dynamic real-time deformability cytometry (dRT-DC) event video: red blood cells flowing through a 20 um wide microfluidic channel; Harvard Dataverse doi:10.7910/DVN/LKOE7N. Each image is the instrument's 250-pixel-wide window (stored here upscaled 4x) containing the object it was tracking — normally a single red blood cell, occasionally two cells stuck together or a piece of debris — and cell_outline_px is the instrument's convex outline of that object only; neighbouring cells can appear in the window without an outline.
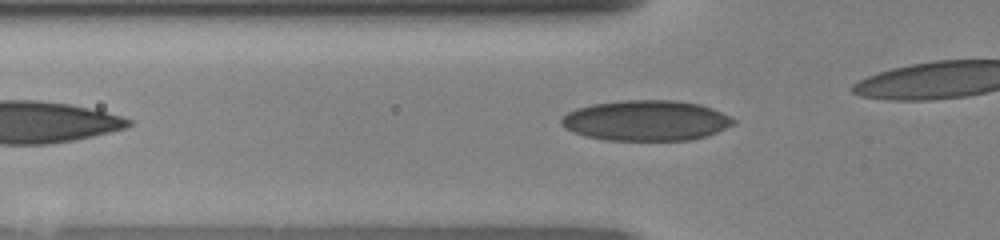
{"species": "human", "species_latin": "Homo sapiens", "temperature_condition": "room temperature", "stored_images_in_passage": 28, "camera_frame_rate_fps": 3000, "um_per_image_px": 0.085, "donor": {"sex": "female"}, "frame": {"image": 1, "passage_image": 5, "time_ms": 1.333, "image_size_px": [1000, 240], "cell_outline_px": [[736, 124], [716, 132], [704, 136], [688, 140], [604, 140], [584, 136], [564, 128], [560, 124], [560, 120], [568, 112], [576, 108], [592, 104], [624, 100], [676, 100], [700, 104], [712, 108], [736, 120]], "centroid_in_image_um": [54.89, 10.24], "position_along_channel_um": 70.9, "area_um2": 40.58}}
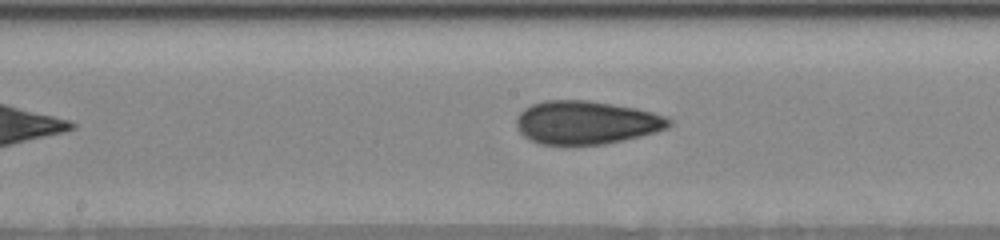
{"frame": {"image": 2, "passage_image": 14, "time_ms": 4.333, "image_size_px": [1000, 240], "cell_outline_px": [[672, 124], [668, 128], [656, 132], [624, 140], [604, 144], [540, 144], [528, 140], [516, 128], [516, 116], [524, 108], [532, 104], [544, 100], [588, 100], [636, 108], [652, 112], [664, 116], [672, 120]], "centroid_in_image_um": [49.81, 10.41], "position_along_channel_um": 198.4, "area_um2": 38.67}}
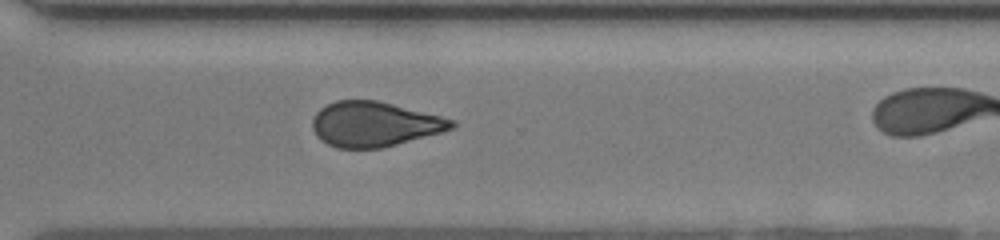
{"frame": {"image": 3, "passage_image": 24, "time_ms": 7.667, "image_size_px": [1000, 240], "cell_outline_px": [[456, 128], [396, 144], [380, 148], [336, 148], [320, 140], [316, 136], [312, 128], [312, 120], [316, 112], [320, 108], [336, 100], [376, 100], [456, 120]], "centroid_in_image_um": [31.8, 10.55], "position_along_channel_um": 338.8, "area_um2": 36.3}}